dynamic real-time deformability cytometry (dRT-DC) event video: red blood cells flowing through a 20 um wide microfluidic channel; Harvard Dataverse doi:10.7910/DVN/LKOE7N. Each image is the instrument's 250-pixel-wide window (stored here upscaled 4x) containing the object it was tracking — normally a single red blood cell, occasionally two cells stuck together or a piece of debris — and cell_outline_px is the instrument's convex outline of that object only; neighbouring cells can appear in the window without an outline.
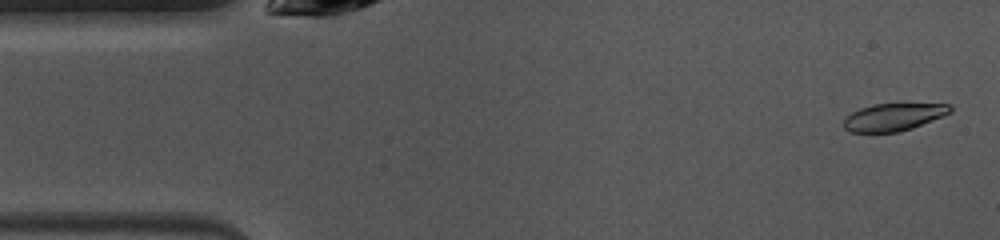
{"species": "common noctule bat (a hibernating species)", "species_latin": "Nyctalus noctula", "temperature_condition": "warm", "stored_images_in_passage": 48, "camera_frame_rate_fps": 3000, "um_per_image_px": 0.085, "animal": {"sex": "female", "body_mass_g": 10.0, "forearm_length_mm": 53.1}, "frame": {"image": 1, "passage_image": 2, "time_ms": 0.333, "image_size_px": [1000, 240], "cell_outline_px": [[952, 112], [944, 116], [912, 128], [896, 132], [848, 132], [844, 128], [844, 120], [852, 112], [860, 108], [872, 104], [952, 104]], "centroid_in_image_um": [75.97, 9.95], "position_along_channel_um": 9.0, "area_um2": 16.99}}
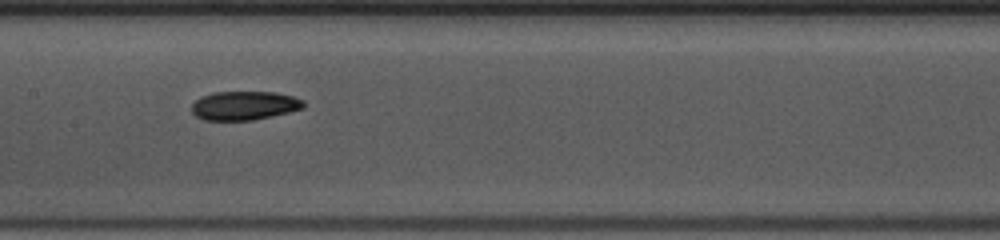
{"frame": {"image": 2, "passage_image": 22, "time_ms": 7.0, "image_size_px": [1000, 240], "cell_outline_px": [[304, 108], [288, 112], [252, 120], [204, 120], [196, 116], [192, 112], [192, 104], [200, 96], [212, 92], [276, 92], [292, 96], [304, 100]], "centroid_in_image_um": [20.75, 8.96], "position_along_channel_um": 186.7, "area_um2": 18.79}}
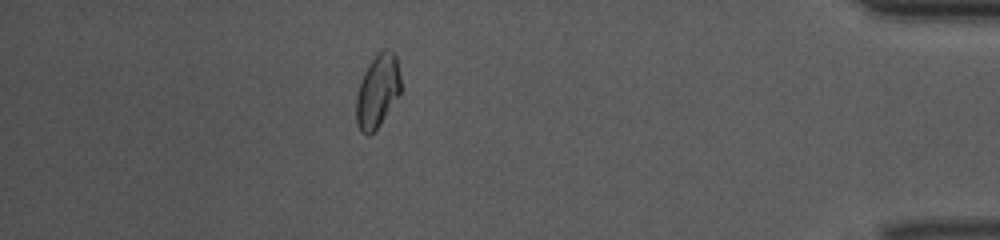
{"frame": {"image": 3, "passage_image": 42, "time_ms": 13.667, "image_size_px": [1000, 240], "cell_outline_px": [[400, 92], [380, 124], [368, 136], [360, 132], [356, 124], [356, 96], [364, 72], [372, 60], [384, 48], [392, 52], [396, 56], [400, 76]], "centroid_in_image_um": [32.07, 7.77], "position_along_channel_um": 403.1, "area_um2": 18.61}, "authors_computed_cell_mechanics": {"area_um2": 18.9006, "velocity_mm_per_s": 4.0217, "shape_relaxation_time_tau1_ms": 3.1812, "shape_relaxation_time_tau2_ms": 4.647, "deformation_change_tau1": 0.1319, "deformation_change_tau2": 0.0863}}